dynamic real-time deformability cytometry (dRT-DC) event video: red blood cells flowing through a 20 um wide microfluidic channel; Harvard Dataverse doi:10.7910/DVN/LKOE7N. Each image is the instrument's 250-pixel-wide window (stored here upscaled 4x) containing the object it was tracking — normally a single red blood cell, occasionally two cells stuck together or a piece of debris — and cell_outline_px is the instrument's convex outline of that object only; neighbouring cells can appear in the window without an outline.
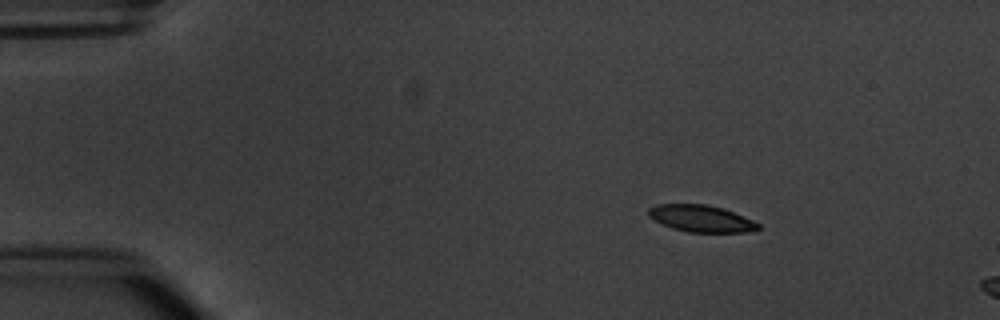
{"species": "common noctule bat (a hibernating species)", "species_latin": "Nyctalus noctula", "temperature_condition": "warm", "stored_images_in_passage": 4, "camera_frame_rate_fps": 3000, "um_per_image_px": 0.085, "animal": {"sex": "male", "body_mass_g": 20.1, "forearm_length_mm": 53.5}, "frame": {"image": 1, "passage_image": 2, "time_ms": 1.0, "image_size_px": [1000, 320], "cell_outline_px": [[760, 228], [744, 232], [688, 232], [672, 228], [648, 216], [648, 208], [656, 204], [708, 204], [724, 208], [752, 220], [760, 224]], "centroid_in_image_um": [59.59, 18.56], "position_along_channel_um": 25.4, "area_um2": 17.05}}